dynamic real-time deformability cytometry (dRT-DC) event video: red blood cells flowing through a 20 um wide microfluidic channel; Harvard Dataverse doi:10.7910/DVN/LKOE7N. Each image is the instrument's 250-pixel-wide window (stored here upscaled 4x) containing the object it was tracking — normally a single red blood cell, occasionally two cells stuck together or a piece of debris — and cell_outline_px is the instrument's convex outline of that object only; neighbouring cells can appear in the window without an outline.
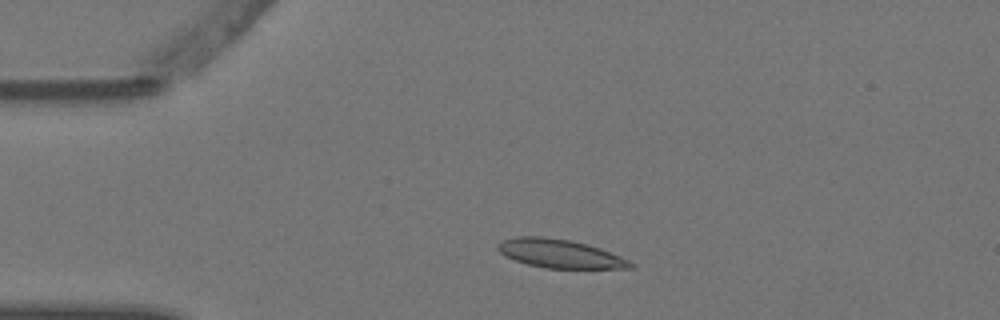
{"species": "Egyptian fruit bat (a non-hibernating species)", "species_latin": "Rousettus aegyptiacus", "temperature_condition": "warm", "stored_images_in_passage": 3, "camera_frame_rate_fps": 3000, "um_per_image_px": 0.085, "animal": {"sex": "female"}, "frame": {"image": 1, "passage_image": 2, "time_ms": 0.333, "image_size_px": [1000, 320], "cell_outline_px": [[636, 264], [632, 268], [544, 268], [528, 264], [504, 256], [496, 248], [496, 244], [504, 240], [516, 236], [544, 236], [568, 240], [588, 244], [600, 248], [620, 256]], "centroid_in_image_um": [47.57, 21.55], "position_along_channel_um": 37.4, "area_um2": 22.08}}
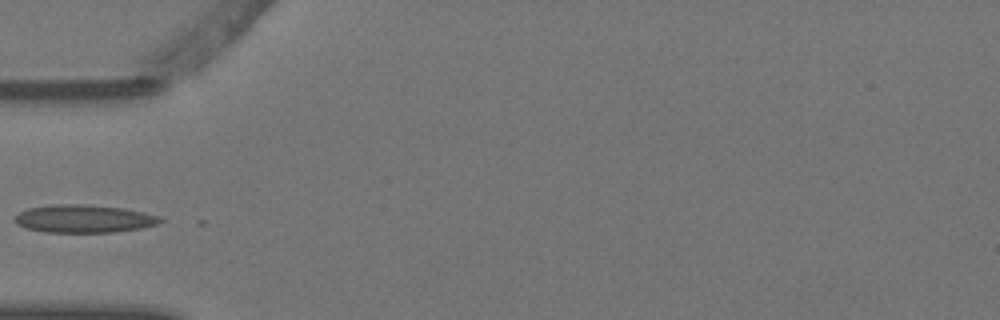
{"frame": {"image": 2, "passage_image": 3, "time_ms": 0.667, "image_size_px": [1000, 320], "cell_outline_px": [[164, 220], [156, 224], [140, 228], [116, 232], [44, 232], [24, 228], [16, 224], [12, 220], [20, 212], [28, 208], [56, 204], [80, 204], [124, 208], [144, 212], [160, 216]], "centroid_in_image_um": [7.11, 18.59], "position_along_channel_um": 77.9, "area_um2": 23.7}}